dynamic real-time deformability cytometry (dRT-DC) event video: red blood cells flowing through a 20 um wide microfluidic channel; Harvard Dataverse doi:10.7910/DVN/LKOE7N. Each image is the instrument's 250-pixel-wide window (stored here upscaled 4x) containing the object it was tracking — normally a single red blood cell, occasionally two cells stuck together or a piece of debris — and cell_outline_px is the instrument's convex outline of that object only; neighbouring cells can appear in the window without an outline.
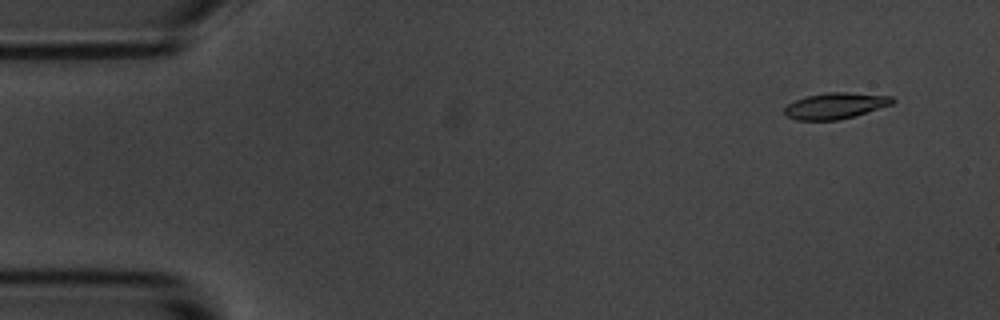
{"species": "common noctule bat (a hibernating species)", "species_latin": "Nyctalus noctula", "temperature_condition": "room temperature", "stored_images_in_passage": 4, "camera_frame_rate_fps": 3000, "um_per_image_px": 0.085, "animal": {"sex": "male", "body_mass_g": 20.1, "forearm_length_mm": 53.5}, "frame": {"image": 1, "passage_image": 2, "time_ms": 0.333, "image_size_px": [1000, 320], "cell_outline_px": [[896, 100], [892, 104], [852, 116], [836, 120], [796, 120], [788, 116], [784, 112], [784, 108], [788, 104], [796, 100], [808, 96], [828, 92], [848, 92], [892, 96]], "centroid_in_image_um": [71.01, 8.98], "position_along_channel_um": 14.0, "area_um2": 16.13}}